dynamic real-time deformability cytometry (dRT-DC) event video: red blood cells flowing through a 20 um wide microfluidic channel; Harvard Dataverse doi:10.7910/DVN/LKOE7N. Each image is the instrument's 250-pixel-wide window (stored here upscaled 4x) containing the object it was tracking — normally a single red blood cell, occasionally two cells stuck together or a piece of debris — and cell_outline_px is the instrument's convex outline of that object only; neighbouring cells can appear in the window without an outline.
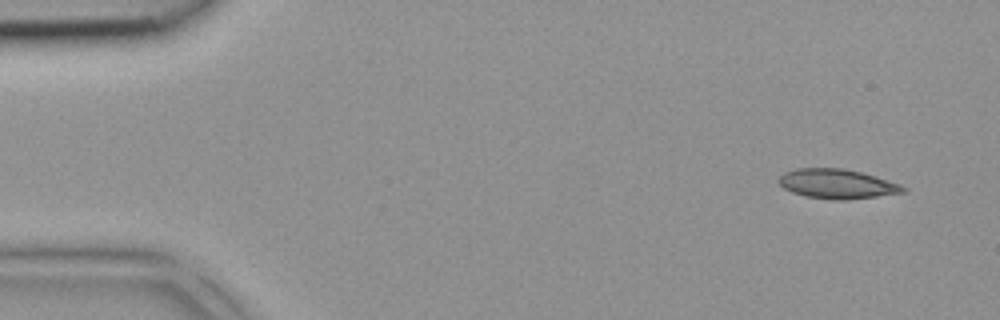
{"species": "common noctule bat (a hibernating species)", "species_latin": "Nyctalus noctula", "temperature_condition": "room temperature", "stored_images_in_passage": 4, "camera_frame_rate_fps": 3000, "um_per_image_px": 0.085, "animal": {"sex": "female", "body_mass_g": 18.4}, "frame": {"image": 1, "passage_image": 1, "time_ms": 0.0, "image_size_px": [1000, 320], "cell_outline_px": [[908, 192], [848, 200], [832, 200], [804, 196], [792, 192], [784, 188], [776, 180], [784, 172], [796, 168], [844, 168], [860, 172], [900, 184], [908, 188]], "centroid_in_image_um": [71.15, 15.64], "position_along_channel_um": 13.9, "area_um2": 21.56}}
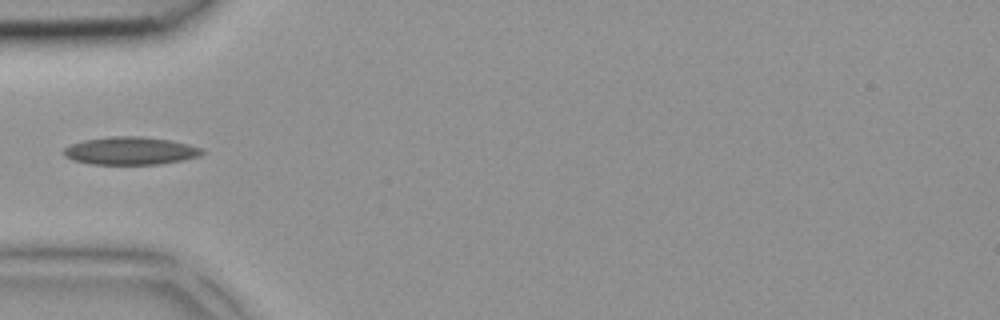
{"frame": {"image": 2, "passage_image": 4, "time_ms": 1.0, "image_size_px": [1000, 320], "cell_outline_px": [[204, 152], [200, 156], [184, 160], [160, 164], [88, 164], [72, 160], [64, 156], [64, 148], [72, 144], [84, 140], [112, 136], [140, 136], [172, 140], [188, 144], [200, 148]], "centroid_in_image_um": [11.09, 12.82], "position_along_channel_um": 73.9, "area_um2": 22.48}}